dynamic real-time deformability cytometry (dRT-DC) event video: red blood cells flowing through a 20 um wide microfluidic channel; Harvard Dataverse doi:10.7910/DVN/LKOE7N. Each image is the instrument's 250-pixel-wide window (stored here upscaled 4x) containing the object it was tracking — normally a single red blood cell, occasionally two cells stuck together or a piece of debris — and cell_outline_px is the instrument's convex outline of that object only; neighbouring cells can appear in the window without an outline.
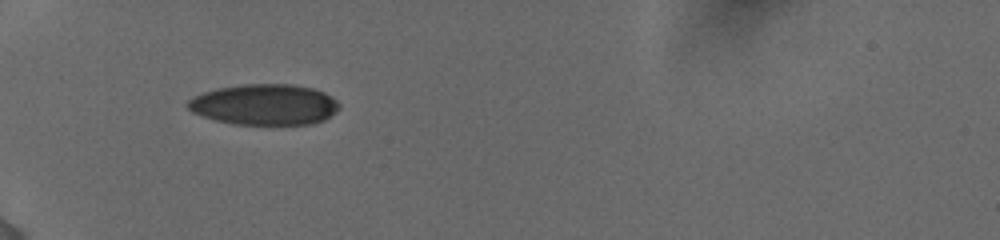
{"species": "human", "species_latin": "Homo sapiens", "temperature_condition": "cold", "stored_images_in_passage": 12, "camera_frame_rate_fps": 3000, "um_per_image_px": 0.085, "donor": {"sex": "female"}, "frame": {"image": 1, "passage_image": 1, "time_ms": 0.0, "image_size_px": [1000, 240], "cell_outline_px": [[340, 108], [336, 112], [324, 120], [312, 124], [232, 124], [216, 120], [192, 112], [184, 104], [192, 96], [216, 88], [244, 84], [292, 84], [312, 88], [324, 92], [336, 100], [340, 104]], "centroid_in_image_um": [22.47, 8.88], "position_along_channel_um": 62.5, "area_um2": 36.18}}
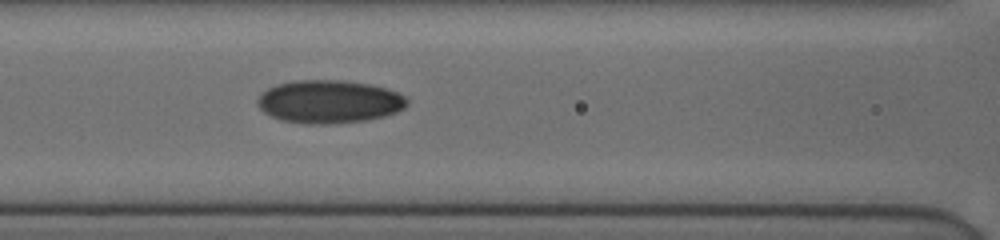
{"frame": {"image": 2, "passage_image": 8, "time_ms": 2.333, "image_size_px": [1000, 240], "cell_outline_px": [[408, 104], [404, 108], [396, 112], [384, 116], [368, 120], [324, 124], [308, 124], [280, 120], [264, 112], [260, 108], [256, 100], [268, 88], [276, 84], [292, 80], [340, 80], [368, 84], [388, 88], [404, 96], [408, 100]], "centroid_in_image_um": [27.98, 8.64], "position_along_channel_um": 138.6, "area_um2": 37.51}}
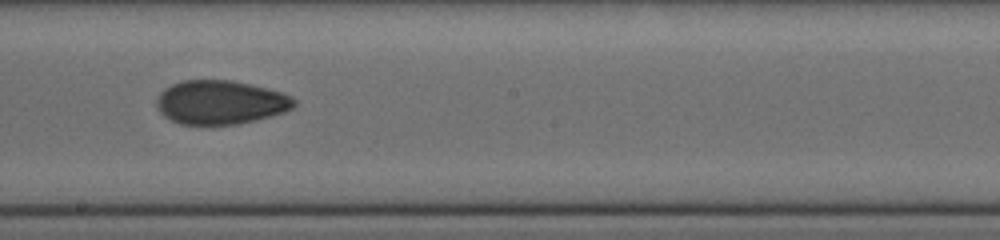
{"frame": {"image": 3, "passage_image": 11, "time_ms": 4.667, "image_size_px": [1000, 240], "cell_outline_px": [[296, 104], [292, 108], [284, 112], [256, 120], [236, 124], [180, 124], [164, 116], [156, 108], [156, 96], [164, 88], [172, 84], [184, 80], [232, 80], [280, 92], [292, 96], [296, 100]], "centroid_in_image_um": [18.71, 8.69], "position_along_channel_um": 229.5, "area_um2": 35.08}}